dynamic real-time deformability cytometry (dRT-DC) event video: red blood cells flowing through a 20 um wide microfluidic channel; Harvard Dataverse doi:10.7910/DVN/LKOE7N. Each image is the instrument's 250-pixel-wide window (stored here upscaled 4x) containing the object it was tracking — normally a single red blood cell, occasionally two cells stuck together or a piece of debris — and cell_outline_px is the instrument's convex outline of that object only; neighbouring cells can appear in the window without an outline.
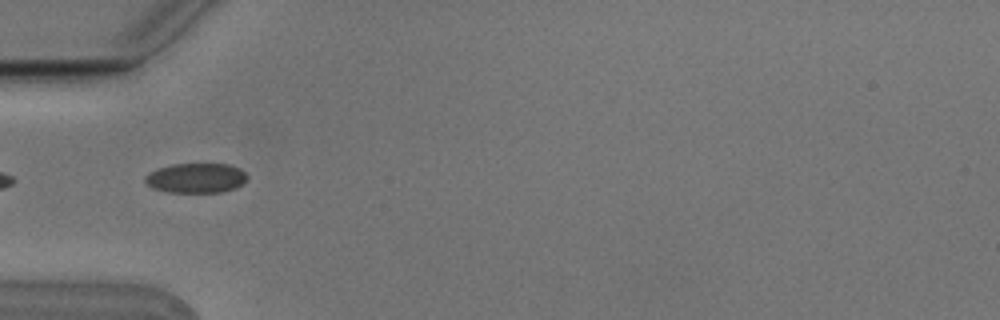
{"species": "Egyptian fruit bat (a non-hibernating species)", "species_latin": "Rousettus aegyptiacus", "temperature_condition": "cold", "stored_images_in_passage": 6, "camera_frame_rate_fps": 3000, "um_per_image_px": 0.085, "animal": {"sex": "male"}, "frame": {"image": 1, "passage_image": 3, "time_ms": 0.667, "image_size_px": [1000, 320], "cell_outline_px": [[248, 176], [236, 188], [224, 192], [168, 192], [152, 188], [144, 180], [144, 176], [160, 168], [172, 164], [228, 164], [240, 168]], "centroid_in_image_um": [16.67, 15.13], "position_along_channel_um": 68.3, "area_um2": 17.57}}
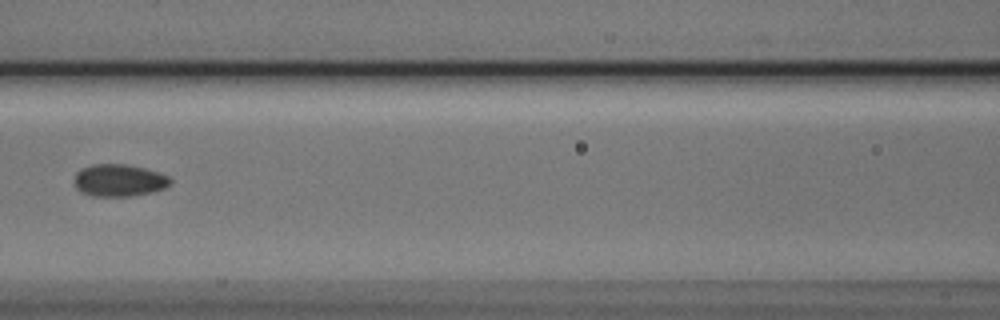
{"frame": {"image": 2, "passage_image": 5, "time_ms": 1.333, "image_size_px": [1000, 320], "cell_outline_px": [[172, 180], [164, 188], [152, 192], [132, 196], [92, 196], [80, 192], [72, 184], [72, 180], [76, 172], [80, 168], [92, 164], [128, 164], [144, 168], [168, 176]], "centroid_in_image_um": [10.03, 15.33], "position_along_channel_um": 156.6, "area_um2": 18.26}}
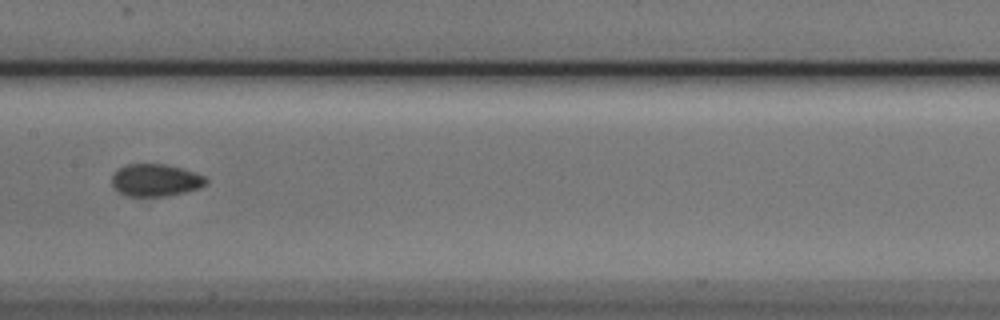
{"frame": {"image": 3, "passage_image": 6, "time_ms": 1.667, "image_size_px": [1000, 320], "cell_outline_px": [[208, 184], [200, 188], [168, 196], [128, 196], [120, 192], [112, 184], [112, 176], [120, 168], [128, 164], [164, 164], [180, 168], [204, 176], [208, 180]], "centroid_in_image_um": [13.25, 15.32], "position_along_channel_um": 194.1, "area_um2": 17.51}}